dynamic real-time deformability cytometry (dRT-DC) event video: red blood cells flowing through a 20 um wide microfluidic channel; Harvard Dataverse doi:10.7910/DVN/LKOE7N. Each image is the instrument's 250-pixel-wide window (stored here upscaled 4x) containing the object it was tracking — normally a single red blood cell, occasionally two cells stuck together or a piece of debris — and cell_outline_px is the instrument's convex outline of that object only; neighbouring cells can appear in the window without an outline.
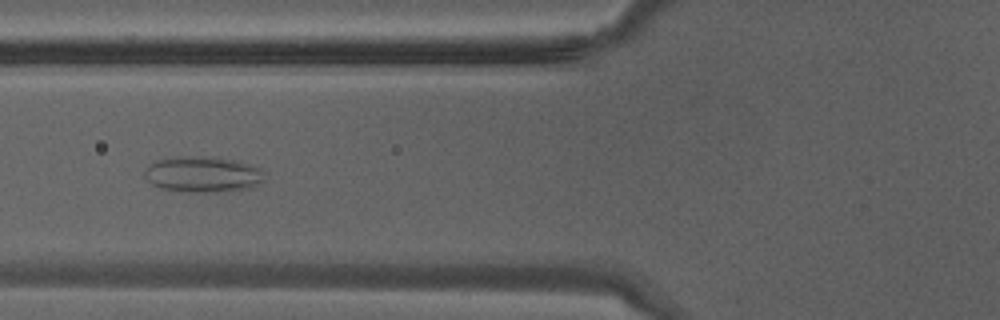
{"species": "Egyptian fruit bat (a non-hibernating species)", "species_latin": "Rousettus aegyptiacus", "temperature_condition": "warm", "stored_images_in_passage": 41, "camera_frame_rate_fps": 3000, "um_per_image_px": 0.085, "animal": {"sex": "male"}, "frame": {"image": 1, "passage_image": 17, "time_ms": 5.333, "image_size_px": [1000, 320], "cell_outline_px": [[260, 184], [252, 188], [216, 192], [180, 192], [160, 188], [152, 184], [144, 176], [144, 172], [148, 164], [156, 160], [180, 156], [200, 156], [232, 160], [248, 164], [260, 168]], "centroid_in_image_um": [17.15, 14.83], "position_along_channel_um": 108.6, "area_um2": 24.91}}
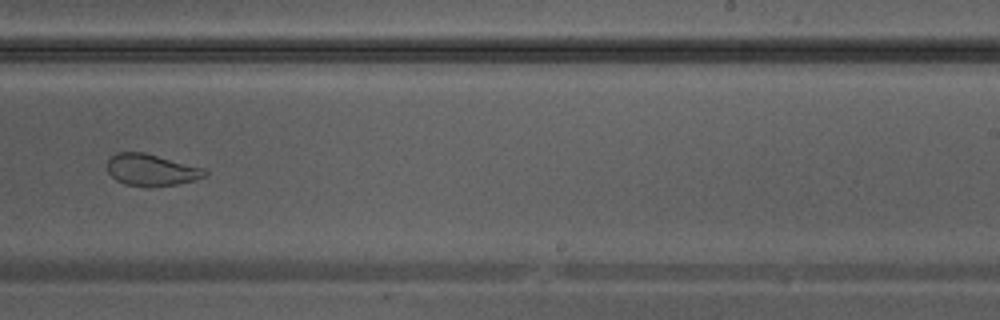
{"frame": {"image": 2, "passage_image": 27, "time_ms": 8.667, "image_size_px": [1000, 320], "cell_outline_px": [[208, 172], [204, 176], [196, 180], [176, 184], [148, 188], [124, 184], [116, 180], [108, 172], [108, 160], [116, 152], [144, 152], [204, 168]], "centroid_in_image_um": [12.86, 14.46], "position_along_channel_um": 276.1, "area_um2": 18.15}}
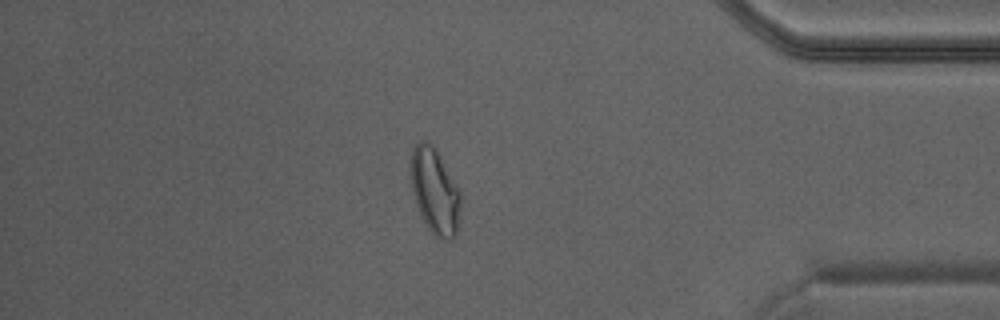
{"frame": {"image": 3, "passage_image": 36, "time_ms": 11.667, "image_size_px": [1000, 320], "cell_outline_px": [[460, 204], [456, 236], [452, 240], [440, 240], [428, 228], [416, 204], [412, 192], [412, 148], [420, 140], [428, 140], [436, 148], [460, 188]], "centroid_in_image_um": [36.99, 16.23], "position_along_channel_um": 398.2, "area_um2": 24.91}}